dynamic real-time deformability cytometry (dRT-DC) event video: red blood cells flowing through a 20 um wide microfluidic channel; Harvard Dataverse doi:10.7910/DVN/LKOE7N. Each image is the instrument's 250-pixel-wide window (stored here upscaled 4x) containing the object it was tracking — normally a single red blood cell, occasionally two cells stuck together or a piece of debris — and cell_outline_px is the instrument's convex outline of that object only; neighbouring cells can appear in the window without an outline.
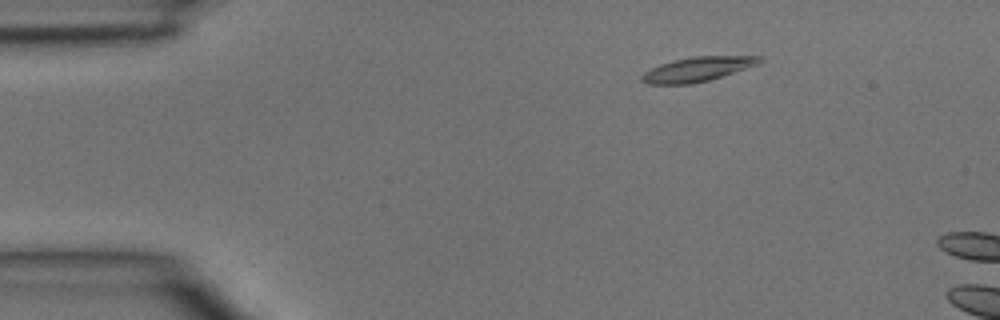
{"species": "common noctule bat (a hibernating species)", "species_latin": "Nyctalus noctula", "temperature_condition": "room temperature", "stored_images_in_passage": 3, "camera_frame_rate_fps": 3000, "um_per_image_px": 0.085, "animal": {"sex": "male", "body_mass_g": 15.6}, "frame": {"image": 1, "passage_image": 2, "time_ms": 0.333, "image_size_px": [1000, 320], "cell_outline_px": [[764, 60], [760, 64], [708, 80], [692, 84], [648, 84], [640, 80], [640, 76], [644, 72], [660, 64], [692, 56], [760, 56]], "centroid_in_image_um": [59.29, 5.88], "position_along_channel_um": 25.7, "area_um2": 16.7}}